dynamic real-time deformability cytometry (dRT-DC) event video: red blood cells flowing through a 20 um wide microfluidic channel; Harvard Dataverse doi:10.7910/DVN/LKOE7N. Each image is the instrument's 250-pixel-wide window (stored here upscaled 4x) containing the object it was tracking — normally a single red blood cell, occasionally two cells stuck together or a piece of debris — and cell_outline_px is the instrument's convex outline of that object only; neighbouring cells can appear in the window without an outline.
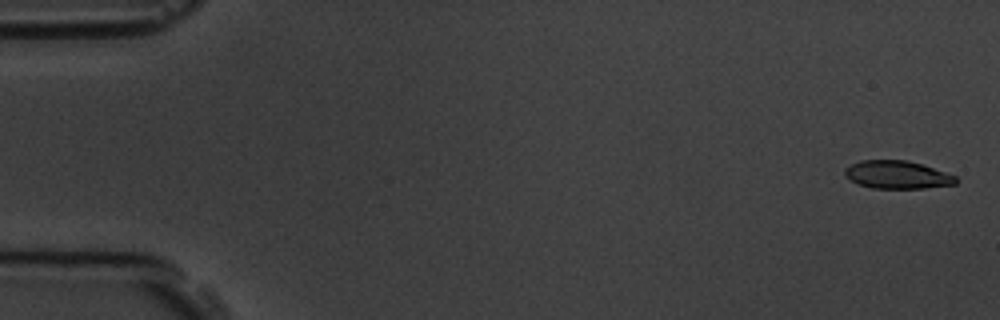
{"species": "common noctule bat (a hibernating species)", "species_latin": "Nyctalus noctula", "temperature_condition": "room temperature", "stored_images_in_passage": 5, "camera_frame_rate_fps": 3000, "um_per_image_px": 0.085, "animal": {"sex": "male", "body_mass_g": 19.5, "forearm_length_mm": 54.6}, "frame": {"image": 1, "passage_image": 1, "time_ms": 0.0, "image_size_px": [1000, 320], "cell_outline_px": [[960, 180], [956, 184], [924, 188], [872, 188], [860, 184], [844, 176], [844, 168], [860, 160], [908, 160], [956, 176]], "centroid_in_image_um": [76.26, 14.85], "position_along_channel_um": 8.7, "area_um2": 17.98}}
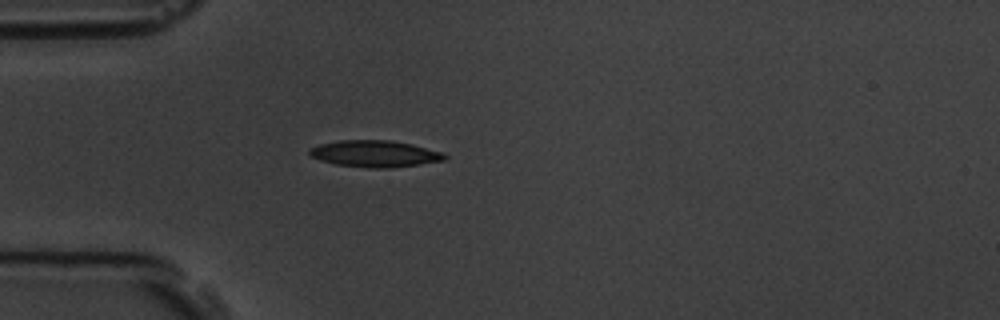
{"frame": {"image": 2, "passage_image": 5, "time_ms": 4.667, "image_size_px": [1000, 320], "cell_outline_px": [[448, 156], [444, 160], [420, 164], [388, 168], [372, 168], [336, 164], [320, 160], [312, 156], [308, 152], [308, 148], [320, 144], [340, 140], [392, 140], [412, 144], [444, 152]], "centroid_in_image_um": [31.88, 13.06], "position_along_channel_um": 53.1, "area_um2": 20.98}}